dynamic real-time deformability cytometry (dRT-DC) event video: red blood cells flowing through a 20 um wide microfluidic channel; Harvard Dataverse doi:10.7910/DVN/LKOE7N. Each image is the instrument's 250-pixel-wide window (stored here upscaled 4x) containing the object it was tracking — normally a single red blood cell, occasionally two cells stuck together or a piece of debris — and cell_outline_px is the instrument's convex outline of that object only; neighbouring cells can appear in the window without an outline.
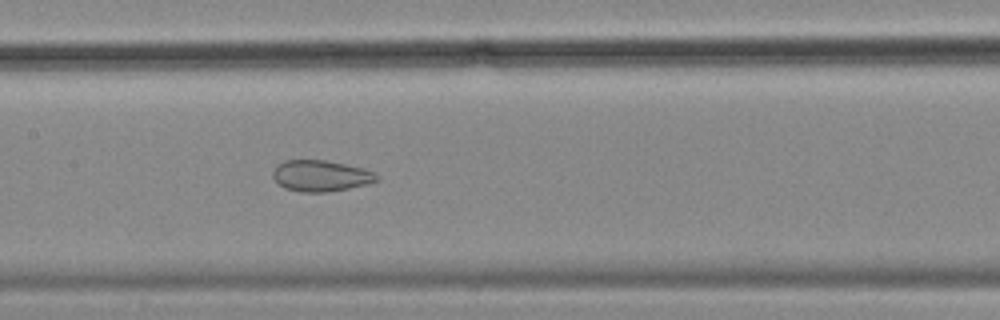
{"species": "common noctule bat (a hibernating species)", "species_latin": "Nyctalus noctula", "temperature_condition": "cold", "stored_images_in_passage": 57, "camera_frame_rate_fps": 3000, "um_per_image_px": 0.085, "animal": {"sex": "female", "body_mass_g": 18.4}, "frame": {"image": 1, "passage_image": 28, "time_ms": 9.0, "image_size_px": [1000, 320], "cell_outline_px": [[380, 180], [368, 184], [328, 192], [300, 192], [284, 188], [272, 176], [272, 172], [276, 164], [284, 160], [324, 160], [364, 168], [380, 176]], "centroid_in_image_um": [27.26, 14.94], "position_along_channel_um": 180.1, "area_um2": 18.96}}
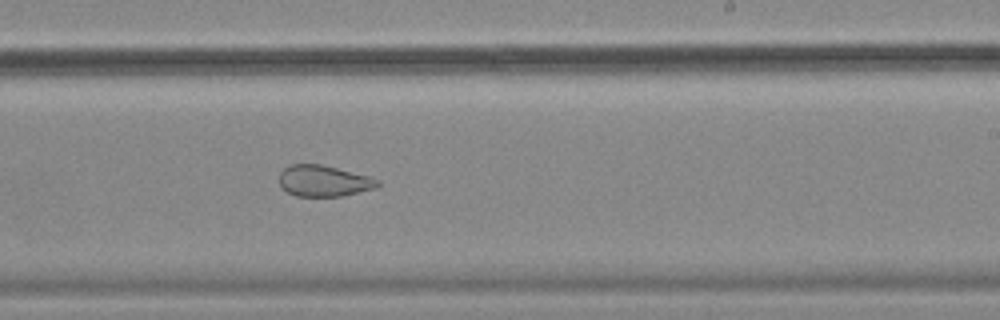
{"frame": {"image": 2, "passage_image": 35, "time_ms": 11.333, "image_size_px": [1000, 320], "cell_outline_px": [[380, 184], [376, 188], [340, 196], [296, 196], [288, 192], [280, 184], [280, 172], [284, 168], [292, 164], [320, 164], [368, 176], [380, 180]], "centroid_in_image_um": [27.52, 15.38], "position_along_channel_um": 261.5, "area_um2": 17.63}}
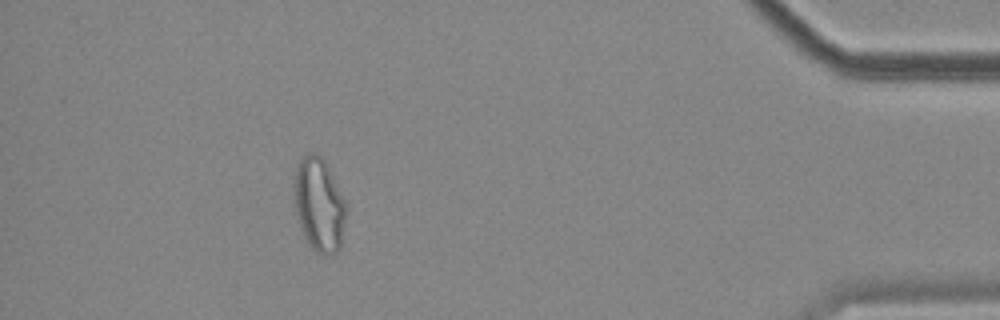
{"frame": {"image": 3, "passage_image": 52, "time_ms": 17.0, "image_size_px": [1000, 320], "cell_outline_px": [[348, 208], [340, 248], [336, 252], [316, 252], [308, 244], [304, 236], [296, 212], [292, 196], [292, 180], [296, 168], [300, 160], [308, 152], [316, 152], [324, 160]], "centroid_in_image_um": [27.09, 17.36], "position_along_channel_um": 408.1, "area_um2": 28.44}, "authors_computed_cell_mechanics": {"area_um2": 26.7614, "velocity_mm_per_s": 3.5095, "shape_relaxation_time_tau1_ms": null, "shape_relaxation_time_tau2_ms": 2.2279, "deformation_change_tau1": null, "deformation_change_tau2": 0.086}}